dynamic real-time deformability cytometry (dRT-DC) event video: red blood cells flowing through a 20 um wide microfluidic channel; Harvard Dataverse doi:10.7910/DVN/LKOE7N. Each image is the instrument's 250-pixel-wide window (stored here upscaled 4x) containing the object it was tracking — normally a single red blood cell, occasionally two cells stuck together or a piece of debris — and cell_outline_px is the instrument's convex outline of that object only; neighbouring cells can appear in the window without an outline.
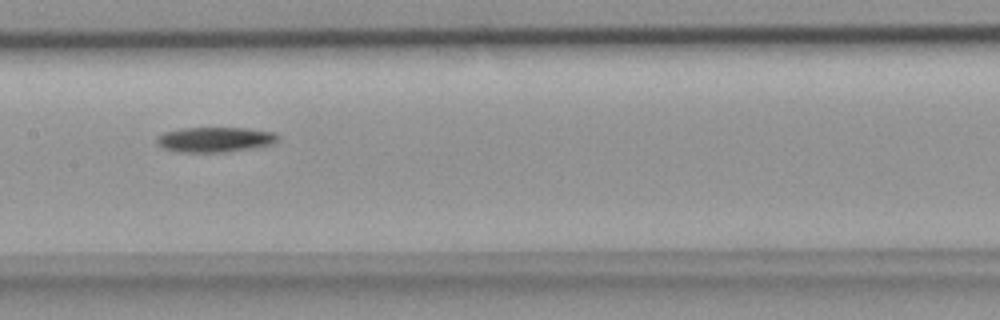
{"species": "common noctule bat (a hibernating species)", "species_latin": "Nyctalus noctula", "temperature_condition": "room temperature", "stored_images_in_passage": 8, "camera_frame_rate_fps": 3000, "um_per_image_px": 0.085, "animal": {"sex": "female", "body_mass_g": 18.4}, "frame": {"image": 1, "passage_image": 7, "time_ms": 2.0, "image_size_px": [1000, 320], "cell_outline_px": [[280, 136], [272, 144], [252, 148], [224, 152], [180, 152], [164, 148], [156, 144], [156, 136], [164, 132], [180, 128], [244, 128], [272, 132]], "centroid_in_image_um": [18.22, 11.86], "position_along_channel_um": 189.2, "area_um2": 17.63}}
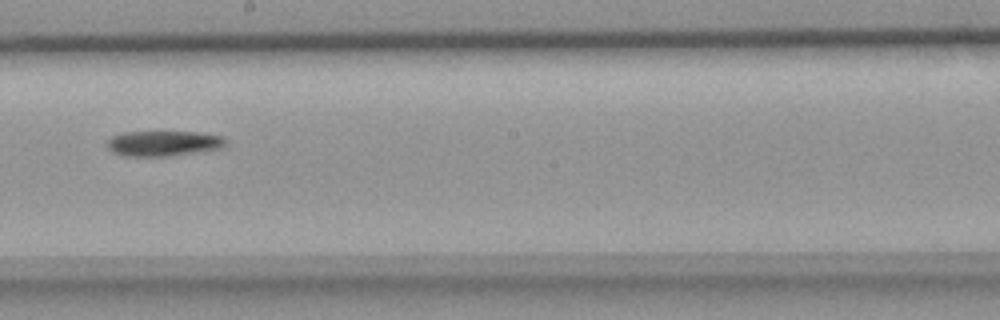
{"frame": {"image": 2, "passage_image": 8, "time_ms": 2.333, "image_size_px": [1000, 320], "cell_outline_px": [[228, 144], [220, 148], [168, 156], [124, 156], [112, 152], [108, 148], [108, 140], [112, 136], [124, 132], [196, 132], [220, 136]], "centroid_in_image_um": [13.85, 12.19], "position_along_channel_um": 234.4, "area_um2": 17.22}}